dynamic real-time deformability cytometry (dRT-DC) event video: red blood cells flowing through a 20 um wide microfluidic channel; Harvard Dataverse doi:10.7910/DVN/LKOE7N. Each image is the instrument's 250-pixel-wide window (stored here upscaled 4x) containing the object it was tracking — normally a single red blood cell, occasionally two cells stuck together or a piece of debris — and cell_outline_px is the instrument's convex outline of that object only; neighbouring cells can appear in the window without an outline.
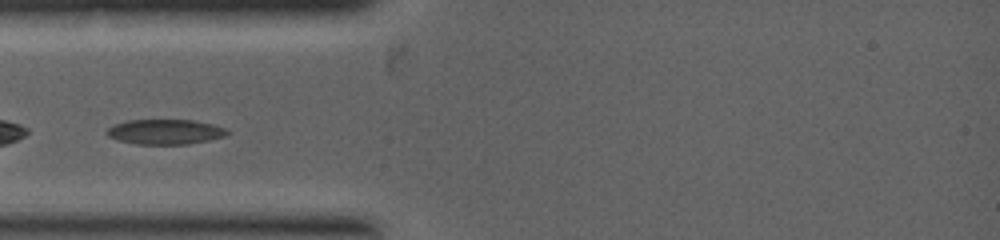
{"species": "common noctule bat (a hibernating species)", "species_latin": "Nyctalus noctula", "temperature_condition": "warm", "stored_images_in_passage": 2, "camera_frame_rate_fps": 5000, "um_per_image_px": 0.085, "animal": {"sex": "female", "body_mass_g": 19.0, "forearm_length_mm": 53.3}, "frame": {"image": 1, "passage_image": 1, "time_ms": 0.0, "image_size_px": [1000, 240], "cell_outline_px": [[228, 132], [224, 136], [208, 140], [188, 144], [136, 144], [116, 140], [108, 136], [104, 132], [108, 128], [116, 124], [128, 120], [196, 120], [212, 124], [224, 128]], "centroid_in_image_um": [13.99, 11.2], "position_along_channel_um": 71.0, "area_um2": 17.46}}